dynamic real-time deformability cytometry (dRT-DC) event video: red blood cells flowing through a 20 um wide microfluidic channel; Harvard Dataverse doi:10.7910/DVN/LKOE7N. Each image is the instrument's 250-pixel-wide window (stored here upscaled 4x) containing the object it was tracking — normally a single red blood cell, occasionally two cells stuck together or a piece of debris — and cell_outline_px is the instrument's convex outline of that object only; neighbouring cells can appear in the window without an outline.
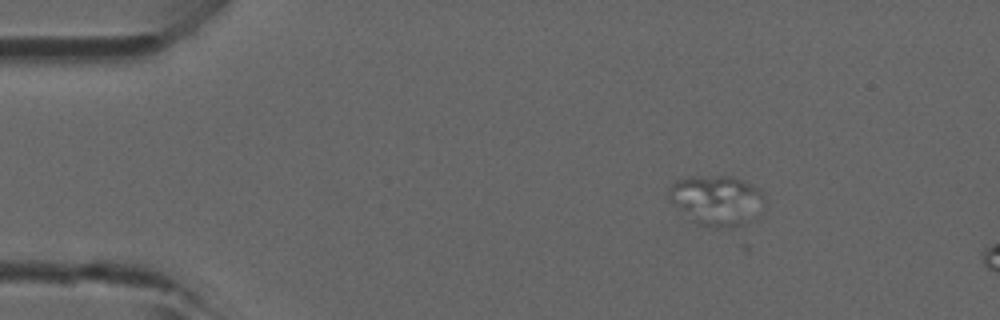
{"species": "common noctule bat (a hibernating species)", "species_latin": "Nyctalus noctula", "temperature_condition": "room temperature", "stored_images_in_passage": 48, "camera_frame_rate_fps": 3000, "um_per_image_px": 0.085, "animal": {"sex": "male", "forearm_length_mm": 52.5}, "frame": {"image": 1, "passage_image": 8, "time_ms": 2.333, "image_size_px": [1000, 320], "cell_outline_px": [[764, 208], [760, 216], [744, 224], [732, 228], [708, 228], [696, 224], [668, 200], [668, 188], [676, 180], [692, 176], [732, 176], [752, 184], [760, 188], [764, 196]], "centroid_in_image_um": [60.95, 17.05], "position_along_channel_um": 24.0, "area_um2": 28.78}}
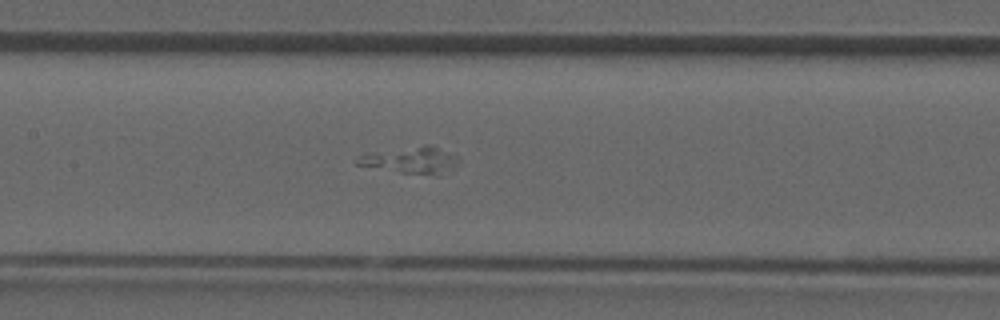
{"frame": {"image": 2, "passage_image": 23, "time_ms": 7.333, "image_size_px": [1000, 320], "cell_outline_px": [[460, 164], [440, 176], [400, 172], [356, 164], [356, 160], [364, 152], [428, 144], [432, 144], [460, 156]], "centroid_in_image_um": [35.03, 13.59], "position_along_channel_um": 172.4, "area_um2": 16.3}}
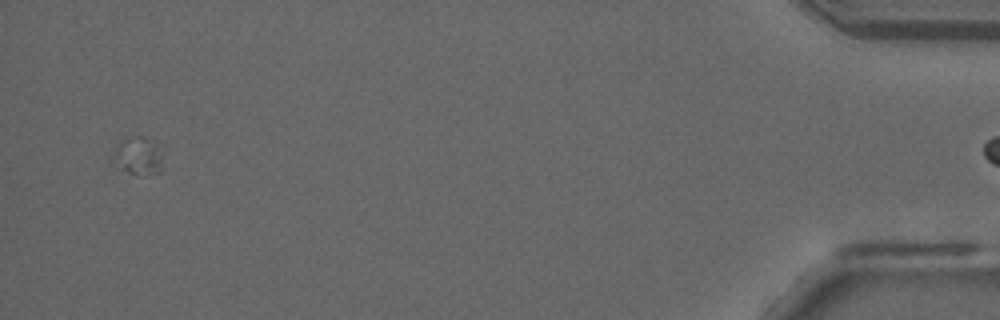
{"frame": {"image": 3, "passage_image": 46, "time_ms": 15.0, "image_size_px": [1000, 320], "cell_outline_px": [[164, 168], [160, 172], [144, 176], [128, 172], [108, 164], [112, 156], [116, 152], [136, 136], [144, 136], [156, 148], [160, 156]], "centroid_in_image_um": [11.74, 13.4], "position_along_channel_um": 423.5, "area_um2": 10.29}}